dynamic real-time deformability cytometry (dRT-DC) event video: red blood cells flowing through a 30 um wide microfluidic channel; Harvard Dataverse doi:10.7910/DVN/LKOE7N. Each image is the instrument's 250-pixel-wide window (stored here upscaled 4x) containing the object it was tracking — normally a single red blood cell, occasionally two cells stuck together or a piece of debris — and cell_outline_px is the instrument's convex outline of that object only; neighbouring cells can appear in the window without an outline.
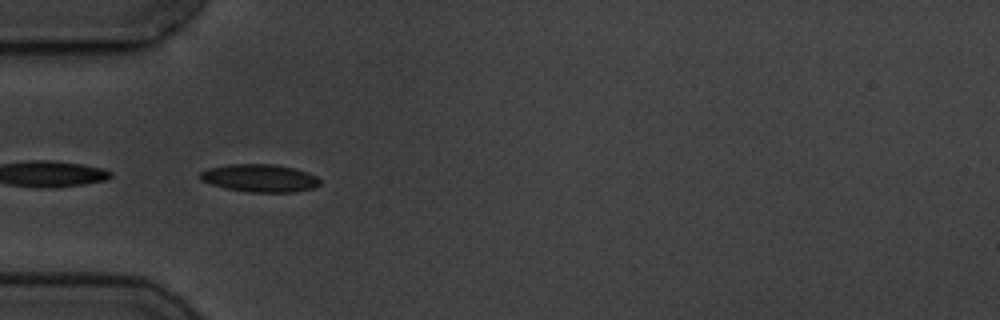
{"species": "common noctule bat (a hibernating species)", "species_latin": "Nyctalus noctula", "temperature_condition": "cold", "stored_images_in_passage": 14, "camera_frame_rate_fps": 3000, "um_per_image_px": 0.085, "animal": {"sex": "male", "body_mass_g": 19.5, "forearm_length_mm": 54.6}, "frame": {"image": 1, "passage_image": 8, "time_ms": 2.333, "image_size_px": [1000, 320], "cell_outline_px": [[320, 184], [312, 188], [292, 192], [248, 192], [224, 188], [200, 180], [196, 176], [200, 172], [208, 168], [228, 164], [276, 164], [308, 172], [316, 176], [320, 180]], "centroid_in_image_um": [22.03, 15.13], "position_along_channel_um": 63.0, "area_um2": 19.48}}
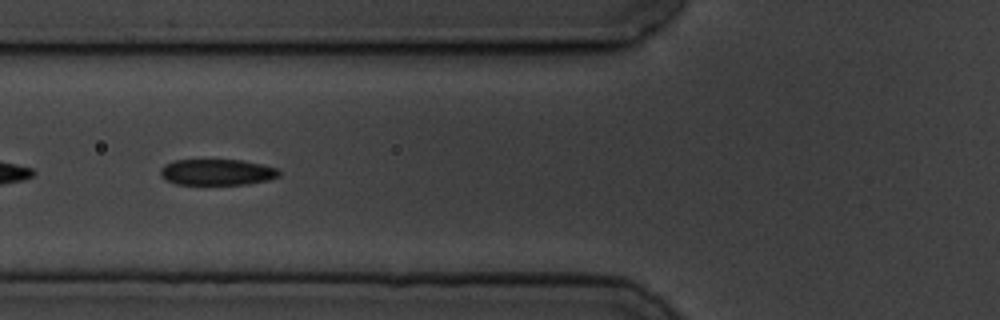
{"frame": {"image": 2, "passage_image": 12, "time_ms": 3.667, "image_size_px": [1000, 320], "cell_outline_px": [[280, 176], [268, 180], [248, 184], [176, 184], [160, 176], [160, 168], [164, 164], [172, 160], [240, 160], [260, 164], [276, 168], [280, 172]], "centroid_in_image_um": [18.42, 14.63], "position_along_channel_um": 107.4, "area_um2": 17.98}}